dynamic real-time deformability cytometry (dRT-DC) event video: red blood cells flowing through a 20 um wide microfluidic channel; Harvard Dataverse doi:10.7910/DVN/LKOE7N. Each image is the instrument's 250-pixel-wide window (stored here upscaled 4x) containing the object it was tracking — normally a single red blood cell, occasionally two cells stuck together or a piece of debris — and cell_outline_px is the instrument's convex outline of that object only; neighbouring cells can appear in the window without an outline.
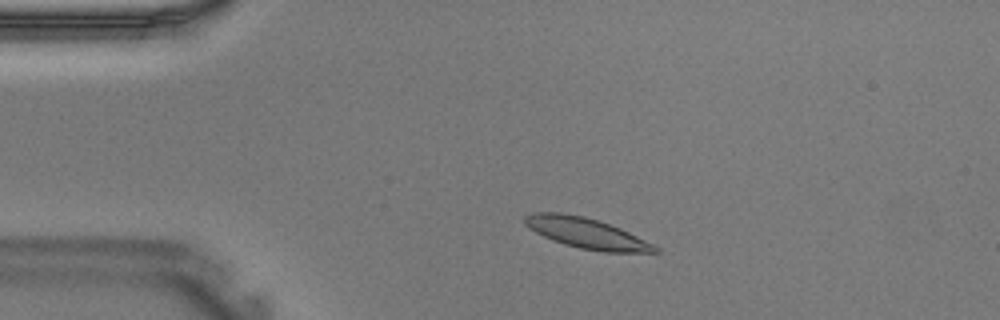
{"species": "Egyptian fruit bat (a non-hibernating species)", "species_latin": "Rousettus aegyptiacus", "temperature_condition": "warm", "stored_images_in_passage": 38, "camera_frame_rate_fps": 3000, "um_per_image_px": 0.085, "animal": {"sex": "male"}, "frame": {"image": 1, "passage_image": 6, "time_ms": 1.667, "image_size_px": [1000, 320], "cell_outline_px": [[660, 252], [604, 252], [580, 248], [564, 244], [552, 240], [536, 232], [524, 224], [524, 216], [532, 212], [560, 212], [584, 216], [620, 228], [660, 248]], "centroid_in_image_um": [49.81, 19.81], "position_along_channel_um": 35.2, "area_um2": 22.89}}
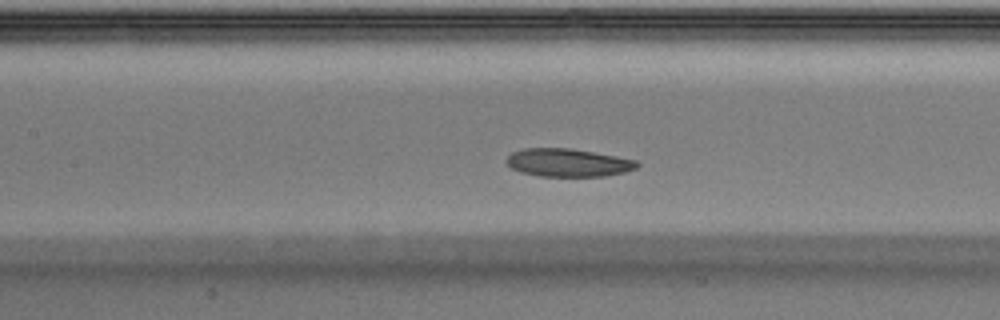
{"frame": {"image": 2, "passage_image": 16, "time_ms": 5.0, "image_size_px": [1000, 320], "cell_outline_px": [[640, 164], [636, 168], [624, 172], [604, 176], [540, 176], [520, 172], [512, 168], [504, 160], [512, 152], [524, 148], [568, 148], [616, 156], [636, 160]], "centroid_in_image_um": [48.26, 13.82], "position_along_channel_um": 159.1, "area_um2": 21.21}}
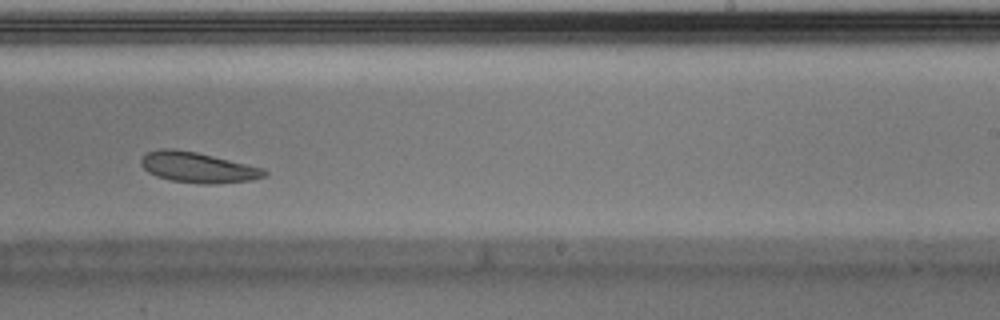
{"frame": {"image": 3, "passage_image": 23, "time_ms": 7.333, "image_size_px": [1000, 320], "cell_outline_px": [[268, 172], [264, 176], [252, 180], [216, 184], [200, 184], [172, 180], [156, 176], [148, 172], [140, 164], [140, 160], [148, 152], [160, 148], [172, 148], [196, 152], [264, 168]], "centroid_in_image_um": [16.81, 14.23], "position_along_channel_um": 272.2, "area_um2": 21.85}}